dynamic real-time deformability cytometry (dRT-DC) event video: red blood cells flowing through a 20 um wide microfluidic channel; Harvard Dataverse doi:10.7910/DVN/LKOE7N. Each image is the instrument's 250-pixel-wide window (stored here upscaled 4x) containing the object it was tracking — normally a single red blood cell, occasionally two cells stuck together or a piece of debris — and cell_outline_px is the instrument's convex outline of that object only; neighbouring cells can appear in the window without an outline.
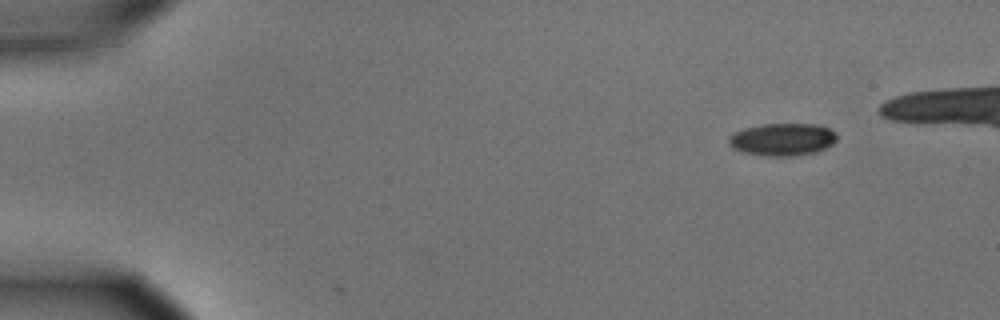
{"species": "common noctule bat (a hibernating species)", "species_latin": "Nyctalus noctula", "temperature_condition": "cold", "stored_images_in_passage": 5, "camera_frame_rate_fps": 3000, "um_per_image_px": 0.085, "animal": {"sex": "male", "body_mass_g": 15.6}, "frame": {"image": 1, "passage_image": 1, "time_ms": 0.0, "image_size_px": [1000, 320], "cell_outline_px": [[836, 140], [832, 144], [816, 152], [796, 156], [764, 156], [744, 152], [732, 148], [728, 144], [728, 136], [744, 128], [764, 124], [816, 124], [828, 128], [836, 132]], "centroid_in_image_um": [66.5, 11.86], "position_along_channel_um": 18.5, "area_um2": 20.52}}